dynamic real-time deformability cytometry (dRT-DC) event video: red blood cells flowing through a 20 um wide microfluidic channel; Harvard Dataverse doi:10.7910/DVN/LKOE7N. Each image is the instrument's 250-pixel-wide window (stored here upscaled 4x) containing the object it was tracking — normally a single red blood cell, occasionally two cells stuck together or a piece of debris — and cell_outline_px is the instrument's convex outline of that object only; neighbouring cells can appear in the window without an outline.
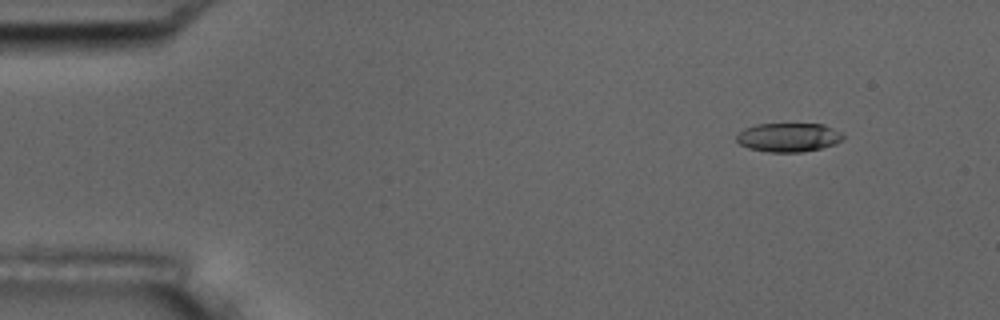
{"species": "common noctule bat (a hibernating species)", "species_latin": "Nyctalus noctula", "temperature_condition": "room temperature", "stored_images_in_passage": 5, "camera_frame_rate_fps": 3000, "um_per_image_px": 0.085, "animal": {"sex": "male", "body_mass_g": 17.5, "forearm_length_mm": 52.3}, "frame": {"image": 1, "passage_image": 1, "time_ms": 0.0, "image_size_px": [1000, 320], "cell_outline_px": [[844, 136], [836, 144], [820, 148], [800, 152], [768, 152], [748, 148], [740, 144], [736, 140], [736, 136], [744, 128], [756, 124], [824, 124], [840, 132]], "centroid_in_image_um": [67.0, 11.67], "position_along_channel_um": 18.0, "area_um2": 17.86}}
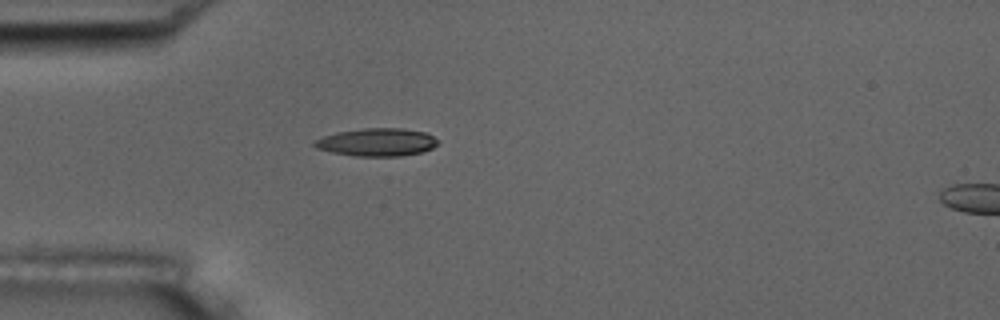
{"frame": {"image": 2, "passage_image": 4, "time_ms": 3.333, "image_size_px": [1000, 320], "cell_outline_px": [[436, 144], [432, 148], [420, 152], [400, 156], [356, 156], [332, 152], [316, 148], [312, 144], [312, 140], [336, 132], [364, 128], [404, 128], [424, 132], [432, 136], [436, 140]], "centroid_in_image_um": [31.97, 12.08], "position_along_channel_um": 53.0, "area_um2": 19.94}}